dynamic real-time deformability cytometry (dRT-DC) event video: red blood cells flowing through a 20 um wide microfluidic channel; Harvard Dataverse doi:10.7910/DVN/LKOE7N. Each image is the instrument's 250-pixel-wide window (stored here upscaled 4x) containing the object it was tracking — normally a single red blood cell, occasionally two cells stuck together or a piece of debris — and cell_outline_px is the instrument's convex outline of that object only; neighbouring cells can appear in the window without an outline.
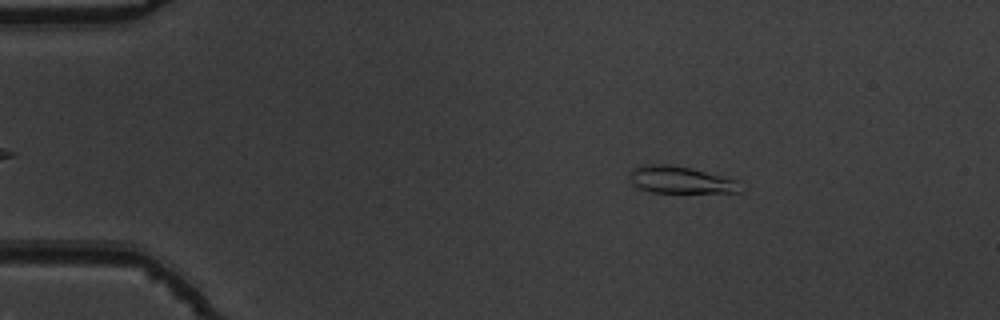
{"species": "common noctule bat (a hibernating species)", "species_latin": "Nyctalus noctula", "temperature_condition": "warm", "stored_images_in_passage": 50, "camera_frame_rate_fps": 3000, "um_per_image_px": 0.085, "animal": {"sex": "male", "body_mass_g": 19.5, "forearm_length_mm": 54.6}, "frame": {"image": 1, "passage_image": 5, "time_ms": 1.333, "image_size_px": [1000, 320], "cell_outline_px": [[744, 192], [652, 192], [640, 188], [632, 184], [632, 168], [640, 164], [668, 164], [692, 168], [740, 180]], "centroid_in_image_um": [57.92, 15.28], "position_along_channel_um": 27.1, "area_um2": 17.57}}
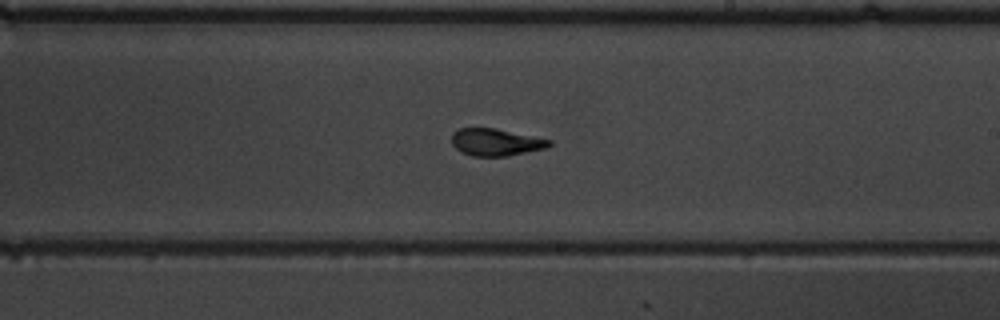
{"frame": {"image": 2, "passage_image": 28, "time_ms": 9.0, "image_size_px": [1000, 320], "cell_outline_px": [[552, 144], [548, 148], [508, 156], [472, 156], [460, 152], [452, 144], [452, 132], [460, 128], [492, 128], [552, 140]], "centroid_in_image_um": [42.14, 12.1], "position_along_channel_um": 246.9, "area_um2": 15.43}}
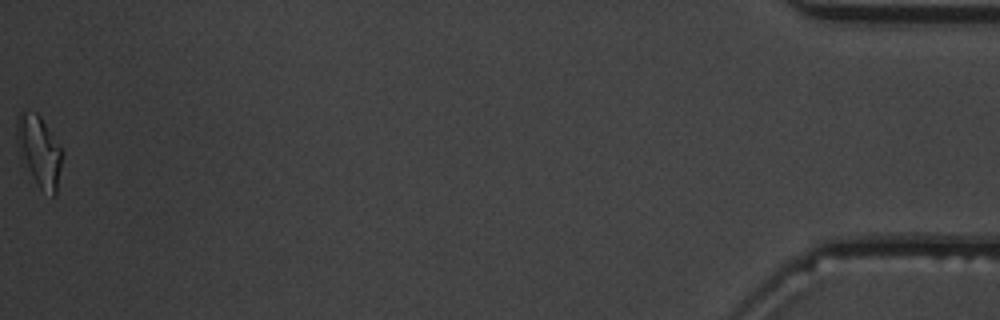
{"frame": {"image": 3, "passage_image": 50, "time_ms": 16.333, "image_size_px": [1000, 320], "cell_outline_px": [[64, 152], [56, 196], [52, 196], [40, 188], [20, 160], [16, 140], [16, 116], [20, 112], [36, 112], [40, 116]], "centroid_in_image_um": [3.32, 12.85], "position_along_channel_um": 431.9, "area_um2": 19.07}, "authors_computed_cell_mechanics": {"area_um2": 16.2129, "velocity_mm_per_s": 3.8008, "shape_relaxation_time_tau1_ms": 6.7634, "shape_relaxation_time_tau2_ms": 1.162, "deformation_change_tau1": 0.2281, "deformation_change_tau2": 0.0874}}